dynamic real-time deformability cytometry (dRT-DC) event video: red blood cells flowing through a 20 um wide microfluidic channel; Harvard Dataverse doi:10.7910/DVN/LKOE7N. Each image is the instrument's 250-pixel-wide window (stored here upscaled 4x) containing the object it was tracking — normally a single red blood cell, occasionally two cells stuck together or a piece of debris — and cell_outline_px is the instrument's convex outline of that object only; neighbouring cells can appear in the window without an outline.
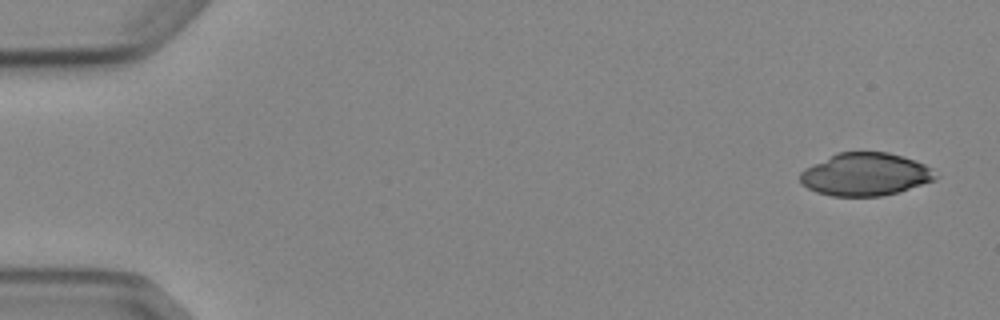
{"species": "Egyptian fruit bat (a non-hibernating species)", "species_latin": "Rousettus aegyptiacus", "temperature_condition": "cold", "stored_images_in_passage": 4, "camera_frame_rate_fps": 3000, "um_per_image_px": 0.085, "animal": {"sex": "female"}, "frame": {"image": 1, "passage_image": 1, "time_ms": 0.0, "image_size_px": [1000, 320], "cell_outline_px": [[940, 176], [936, 180], [896, 192], [880, 196], [832, 196], [816, 192], [800, 184], [800, 172], [804, 168], [836, 152], [888, 152], [904, 156], [924, 164], [932, 168]], "centroid_in_image_um": [73.55, 14.81], "position_along_channel_um": 11.5, "area_um2": 33.99}}